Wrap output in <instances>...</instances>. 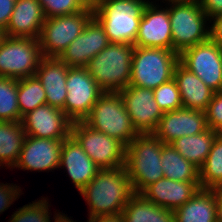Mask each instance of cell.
Listing matches in <instances>:
<instances>
[{"label": "cell", "instance_id": "6da1fadb", "mask_svg": "<svg viewBox=\"0 0 222 222\" xmlns=\"http://www.w3.org/2000/svg\"><path fill=\"white\" fill-rule=\"evenodd\" d=\"M79 193L89 206V219L121 214L134 194L125 166L100 169Z\"/></svg>", "mask_w": 222, "mask_h": 222}, {"label": "cell", "instance_id": "7a4b0ae2", "mask_svg": "<svg viewBox=\"0 0 222 222\" xmlns=\"http://www.w3.org/2000/svg\"><path fill=\"white\" fill-rule=\"evenodd\" d=\"M163 142L153 133L138 134L126 146L125 168L134 193L164 177L161 165Z\"/></svg>", "mask_w": 222, "mask_h": 222}, {"label": "cell", "instance_id": "3957f363", "mask_svg": "<svg viewBox=\"0 0 222 222\" xmlns=\"http://www.w3.org/2000/svg\"><path fill=\"white\" fill-rule=\"evenodd\" d=\"M149 0H102L93 16L110 43L135 45L140 19Z\"/></svg>", "mask_w": 222, "mask_h": 222}, {"label": "cell", "instance_id": "277c9868", "mask_svg": "<svg viewBox=\"0 0 222 222\" xmlns=\"http://www.w3.org/2000/svg\"><path fill=\"white\" fill-rule=\"evenodd\" d=\"M135 46L110 43L85 66L104 92H119L129 86Z\"/></svg>", "mask_w": 222, "mask_h": 222}, {"label": "cell", "instance_id": "5b68a950", "mask_svg": "<svg viewBox=\"0 0 222 222\" xmlns=\"http://www.w3.org/2000/svg\"><path fill=\"white\" fill-rule=\"evenodd\" d=\"M178 62L179 54L173 50L135 46L129 85L156 89L173 79Z\"/></svg>", "mask_w": 222, "mask_h": 222}, {"label": "cell", "instance_id": "8992f818", "mask_svg": "<svg viewBox=\"0 0 222 222\" xmlns=\"http://www.w3.org/2000/svg\"><path fill=\"white\" fill-rule=\"evenodd\" d=\"M89 127L114 137L126 146L139 134L119 92H103L83 120Z\"/></svg>", "mask_w": 222, "mask_h": 222}, {"label": "cell", "instance_id": "52a82bcc", "mask_svg": "<svg viewBox=\"0 0 222 222\" xmlns=\"http://www.w3.org/2000/svg\"><path fill=\"white\" fill-rule=\"evenodd\" d=\"M173 51L180 54L210 38V19L198 3L169 4Z\"/></svg>", "mask_w": 222, "mask_h": 222}, {"label": "cell", "instance_id": "ba28073f", "mask_svg": "<svg viewBox=\"0 0 222 222\" xmlns=\"http://www.w3.org/2000/svg\"><path fill=\"white\" fill-rule=\"evenodd\" d=\"M71 135L99 169L125 166L126 145L120 140L89 127L84 121L72 123Z\"/></svg>", "mask_w": 222, "mask_h": 222}, {"label": "cell", "instance_id": "9c48e42d", "mask_svg": "<svg viewBox=\"0 0 222 222\" xmlns=\"http://www.w3.org/2000/svg\"><path fill=\"white\" fill-rule=\"evenodd\" d=\"M42 58L39 39L6 36L0 46V77L34 76Z\"/></svg>", "mask_w": 222, "mask_h": 222}, {"label": "cell", "instance_id": "30bf717a", "mask_svg": "<svg viewBox=\"0 0 222 222\" xmlns=\"http://www.w3.org/2000/svg\"><path fill=\"white\" fill-rule=\"evenodd\" d=\"M93 11L83 9L77 13L45 18L39 42L43 57L58 58L84 30Z\"/></svg>", "mask_w": 222, "mask_h": 222}, {"label": "cell", "instance_id": "8fae6325", "mask_svg": "<svg viewBox=\"0 0 222 222\" xmlns=\"http://www.w3.org/2000/svg\"><path fill=\"white\" fill-rule=\"evenodd\" d=\"M63 112L72 122L83 121L104 92L85 67H69Z\"/></svg>", "mask_w": 222, "mask_h": 222}, {"label": "cell", "instance_id": "7c38bea8", "mask_svg": "<svg viewBox=\"0 0 222 222\" xmlns=\"http://www.w3.org/2000/svg\"><path fill=\"white\" fill-rule=\"evenodd\" d=\"M179 62L215 93L222 91V47L210 38L179 54Z\"/></svg>", "mask_w": 222, "mask_h": 222}, {"label": "cell", "instance_id": "4fadbf2b", "mask_svg": "<svg viewBox=\"0 0 222 222\" xmlns=\"http://www.w3.org/2000/svg\"><path fill=\"white\" fill-rule=\"evenodd\" d=\"M119 93L137 132L153 133L164 114L154 99L153 90L129 85Z\"/></svg>", "mask_w": 222, "mask_h": 222}, {"label": "cell", "instance_id": "5bb4252c", "mask_svg": "<svg viewBox=\"0 0 222 222\" xmlns=\"http://www.w3.org/2000/svg\"><path fill=\"white\" fill-rule=\"evenodd\" d=\"M72 121L62 109L44 104L22 117L27 136L45 139H66L71 135Z\"/></svg>", "mask_w": 222, "mask_h": 222}, {"label": "cell", "instance_id": "9a60e30c", "mask_svg": "<svg viewBox=\"0 0 222 222\" xmlns=\"http://www.w3.org/2000/svg\"><path fill=\"white\" fill-rule=\"evenodd\" d=\"M165 8L148 2L140 19L134 46L173 50L169 8Z\"/></svg>", "mask_w": 222, "mask_h": 222}, {"label": "cell", "instance_id": "2e32d148", "mask_svg": "<svg viewBox=\"0 0 222 222\" xmlns=\"http://www.w3.org/2000/svg\"><path fill=\"white\" fill-rule=\"evenodd\" d=\"M109 44L105 29L93 16L83 32L69 44L58 58L69 67H85Z\"/></svg>", "mask_w": 222, "mask_h": 222}, {"label": "cell", "instance_id": "e0dca14e", "mask_svg": "<svg viewBox=\"0 0 222 222\" xmlns=\"http://www.w3.org/2000/svg\"><path fill=\"white\" fill-rule=\"evenodd\" d=\"M64 139L27 136L13 168L30 171H52L59 168Z\"/></svg>", "mask_w": 222, "mask_h": 222}, {"label": "cell", "instance_id": "ac0fdd59", "mask_svg": "<svg viewBox=\"0 0 222 222\" xmlns=\"http://www.w3.org/2000/svg\"><path fill=\"white\" fill-rule=\"evenodd\" d=\"M207 129L204 111L182 107L164 113L153 134L164 144H170L177 138L196 135Z\"/></svg>", "mask_w": 222, "mask_h": 222}, {"label": "cell", "instance_id": "d6986e66", "mask_svg": "<svg viewBox=\"0 0 222 222\" xmlns=\"http://www.w3.org/2000/svg\"><path fill=\"white\" fill-rule=\"evenodd\" d=\"M200 189L199 181L178 182L163 177L147 186L140 194L159 207L174 211Z\"/></svg>", "mask_w": 222, "mask_h": 222}, {"label": "cell", "instance_id": "ffe728a7", "mask_svg": "<svg viewBox=\"0 0 222 222\" xmlns=\"http://www.w3.org/2000/svg\"><path fill=\"white\" fill-rule=\"evenodd\" d=\"M65 168L75 188L80 192L98 173V166L70 135L63 140L59 168Z\"/></svg>", "mask_w": 222, "mask_h": 222}, {"label": "cell", "instance_id": "44dd1931", "mask_svg": "<svg viewBox=\"0 0 222 222\" xmlns=\"http://www.w3.org/2000/svg\"><path fill=\"white\" fill-rule=\"evenodd\" d=\"M69 66L56 57H43L35 72L46 94V104L63 109L67 97Z\"/></svg>", "mask_w": 222, "mask_h": 222}, {"label": "cell", "instance_id": "7402d4cb", "mask_svg": "<svg viewBox=\"0 0 222 222\" xmlns=\"http://www.w3.org/2000/svg\"><path fill=\"white\" fill-rule=\"evenodd\" d=\"M44 22L45 15L38 0H16L5 34L39 39Z\"/></svg>", "mask_w": 222, "mask_h": 222}, {"label": "cell", "instance_id": "603a6c76", "mask_svg": "<svg viewBox=\"0 0 222 222\" xmlns=\"http://www.w3.org/2000/svg\"><path fill=\"white\" fill-rule=\"evenodd\" d=\"M173 79L180 91L183 107L205 112L215 92L180 62L175 66Z\"/></svg>", "mask_w": 222, "mask_h": 222}, {"label": "cell", "instance_id": "cb8c5ba5", "mask_svg": "<svg viewBox=\"0 0 222 222\" xmlns=\"http://www.w3.org/2000/svg\"><path fill=\"white\" fill-rule=\"evenodd\" d=\"M175 222H217L216 189H203L173 211Z\"/></svg>", "mask_w": 222, "mask_h": 222}, {"label": "cell", "instance_id": "d4e9b609", "mask_svg": "<svg viewBox=\"0 0 222 222\" xmlns=\"http://www.w3.org/2000/svg\"><path fill=\"white\" fill-rule=\"evenodd\" d=\"M121 215L123 222H175L172 210L157 206L139 193L130 197Z\"/></svg>", "mask_w": 222, "mask_h": 222}, {"label": "cell", "instance_id": "484cf974", "mask_svg": "<svg viewBox=\"0 0 222 222\" xmlns=\"http://www.w3.org/2000/svg\"><path fill=\"white\" fill-rule=\"evenodd\" d=\"M218 134V132L208 128L206 131L196 135L177 138L170 144L182 157L200 169L211 151L214 139Z\"/></svg>", "mask_w": 222, "mask_h": 222}, {"label": "cell", "instance_id": "4316f807", "mask_svg": "<svg viewBox=\"0 0 222 222\" xmlns=\"http://www.w3.org/2000/svg\"><path fill=\"white\" fill-rule=\"evenodd\" d=\"M26 134L21 122L0 121V167L15 166ZM5 164V165H4Z\"/></svg>", "mask_w": 222, "mask_h": 222}, {"label": "cell", "instance_id": "83f0119b", "mask_svg": "<svg viewBox=\"0 0 222 222\" xmlns=\"http://www.w3.org/2000/svg\"><path fill=\"white\" fill-rule=\"evenodd\" d=\"M161 165L164 177L170 180L199 181V169L182 157L171 144L162 146Z\"/></svg>", "mask_w": 222, "mask_h": 222}, {"label": "cell", "instance_id": "f1b7e54d", "mask_svg": "<svg viewBox=\"0 0 222 222\" xmlns=\"http://www.w3.org/2000/svg\"><path fill=\"white\" fill-rule=\"evenodd\" d=\"M200 188L222 189V134L219 133L203 166L199 169Z\"/></svg>", "mask_w": 222, "mask_h": 222}, {"label": "cell", "instance_id": "f546056e", "mask_svg": "<svg viewBox=\"0 0 222 222\" xmlns=\"http://www.w3.org/2000/svg\"><path fill=\"white\" fill-rule=\"evenodd\" d=\"M17 99L21 117L46 104L45 90L35 75L17 80Z\"/></svg>", "mask_w": 222, "mask_h": 222}, {"label": "cell", "instance_id": "4dcf8cb0", "mask_svg": "<svg viewBox=\"0 0 222 222\" xmlns=\"http://www.w3.org/2000/svg\"><path fill=\"white\" fill-rule=\"evenodd\" d=\"M17 79L0 77V121L21 122Z\"/></svg>", "mask_w": 222, "mask_h": 222}, {"label": "cell", "instance_id": "1f68e13d", "mask_svg": "<svg viewBox=\"0 0 222 222\" xmlns=\"http://www.w3.org/2000/svg\"><path fill=\"white\" fill-rule=\"evenodd\" d=\"M47 199L42 197L41 200L24 205L14 212L8 222H51Z\"/></svg>", "mask_w": 222, "mask_h": 222}, {"label": "cell", "instance_id": "d6a6232c", "mask_svg": "<svg viewBox=\"0 0 222 222\" xmlns=\"http://www.w3.org/2000/svg\"><path fill=\"white\" fill-rule=\"evenodd\" d=\"M153 92L154 99L163 113L183 107L180 91L174 79L161 84L153 89Z\"/></svg>", "mask_w": 222, "mask_h": 222}, {"label": "cell", "instance_id": "836d02e7", "mask_svg": "<svg viewBox=\"0 0 222 222\" xmlns=\"http://www.w3.org/2000/svg\"><path fill=\"white\" fill-rule=\"evenodd\" d=\"M45 18L77 13L84 8L77 0H38Z\"/></svg>", "mask_w": 222, "mask_h": 222}, {"label": "cell", "instance_id": "e575fe53", "mask_svg": "<svg viewBox=\"0 0 222 222\" xmlns=\"http://www.w3.org/2000/svg\"><path fill=\"white\" fill-rule=\"evenodd\" d=\"M205 115L208 128L222 133V91L214 93Z\"/></svg>", "mask_w": 222, "mask_h": 222}, {"label": "cell", "instance_id": "d590c367", "mask_svg": "<svg viewBox=\"0 0 222 222\" xmlns=\"http://www.w3.org/2000/svg\"><path fill=\"white\" fill-rule=\"evenodd\" d=\"M21 194V187L16 184L0 183V214L7 210Z\"/></svg>", "mask_w": 222, "mask_h": 222}, {"label": "cell", "instance_id": "8d00e7d4", "mask_svg": "<svg viewBox=\"0 0 222 222\" xmlns=\"http://www.w3.org/2000/svg\"><path fill=\"white\" fill-rule=\"evenodd\" d=\"M16 0H0V29H6Z\"/></svg>", "mask_w": 222, "mask_h": 222}, {"label": "cell", "instance_id": "74e56055", "mask_svg": "<svg viewBox=\"0 0 222 222\" xmlns=\"http://www.w3.org/2000/svg\"><path fill=\"white\" fill-rule=\"evenodd\" d=\"M208 23H211L209 27L210 39L222 47V13L212 17Z\"/></svg>", "mask_w": 222, "mask_h": 222}, {"label": "cell", "instance_id": "f35d334b", "mask_svg": "<svg viewBox=\"0 0 222 222\" xmlns=\"http://www.w3.org/2000/svg\"><path fill=\"white\" fill-rule=\"evenodd\" d=\"M200 5L209 19L222 13V0H201Z\"/></svg>", "mask_w": 222, "mask_h": 222}, {"label": "cell", "instance_id": "ab89813d", "mask_svg": "<svg viewBox=\"0 0 222 222\" xmlns=\"http://www.w3.org/2000/svg\"><path fill=\"white\" fill-rule=\"evenodd\" d=\"M87 222H123L121 214L97 216L87 220Z\"/></svg>", "mask_w": 222, "mask_h": 222}, {"label": "cell", "instance_id": "60d3db41", "mask_svg": "<svg viewBox=\"0 0 222 222\" xmlns=\"http://www.w3.org/2000/svg\"><path fill=\"white\" fill-rule=\"evenodd\" d=\"M216 215L217 222H222V189L216 190Z\"/></svg>", "mask_w": 222, "mask_h": 222}, {"label": "cell", "instance_id": "b9f144b4", "mask_svg": "<svg viewBox=\"0 0 222 222\" xmlns=\"http://www.w3.org/2000/svg\"><path fill=\"white\" fill-rule=\"evenodd\" d=\"M78 3L85 9H90L94 11L99 4V0H77Z\"/></svg>", "mask_w": 222, "mask_h": 222}, {"label": "cell", "instance_id": "7bdbcfd3", "mask_svg": "<svg viewBox=\"0 0 222 222\" xmlns=\"http://www.w3.org/2000/svg\"><path fill=\"white\" fill-rule=\"evenodd\" d=\"M54 222H75L71 218L67 217L65 214H61V212L55 213L54 215Z\"/></svg>", "mask_w": 222, "mask_h": 222}, {"label": "cell", "instance_id": "ee69618b", "mask_svg": "<svg viewBox=\"0 0 222 222\" xmlns=\"http://www.w3.org/2000/svg\"><path fill=\"white\" fill-rule=\"evenodd\" d=\"M169 5L170 4H185V3H198L200 4L201 0H165Z\"/></svg>", "mask_w": 222, "mask_h": 222}, {"label": "cell", "instance_id": "f6af8a7d", "mask_svg": "<svg viewBox=\"0 0 222 222\" xmlns=\"http://www.w3.org/2000/svg\"><path fill=\"white\" fill-rule=\"evenodd\" d=\"M5 37H6L5 31L0 29V46Z\"/></svg>", "mask_w": 222, "mask_h": 222}]
</instances>
